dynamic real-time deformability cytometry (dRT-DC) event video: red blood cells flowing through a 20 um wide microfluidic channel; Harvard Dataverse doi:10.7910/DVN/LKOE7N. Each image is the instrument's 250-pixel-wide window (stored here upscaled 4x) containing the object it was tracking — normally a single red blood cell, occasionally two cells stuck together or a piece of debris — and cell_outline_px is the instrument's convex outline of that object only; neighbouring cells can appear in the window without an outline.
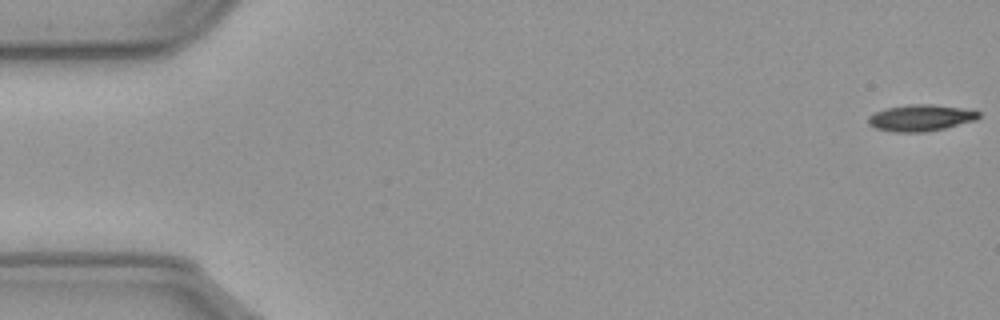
{"species": "common noctule bat (a hibernating species)", "species_latin": "Nyctalus noctula", "temperature_condition": "cold", "stored_images_in_passage": 57, "camera_frame_rate_fps": 3000, "um_per_image_px": 0.085, "animal": {"sex": "male", "body_mass_g": 23.1, "forearm_length_mm": 52.7}, "frame": {"image": 1, "passage_image": 1, "time_ms": 0.0, "image_size_px": [1000, 320], "cell_outline_px": [[980, 116], [976, 120], [944, 128], [924, 132], [896, 132], [876, 128], [868, 124], [868, 116], [876, 112], [888, 108], [916, 104], [932, 104], [960, 108], [980, 112]], "centroid_in_image_um": [78.26, 10.02], "position_along_channel_um": 6.7, "area_um2": 16.7}}
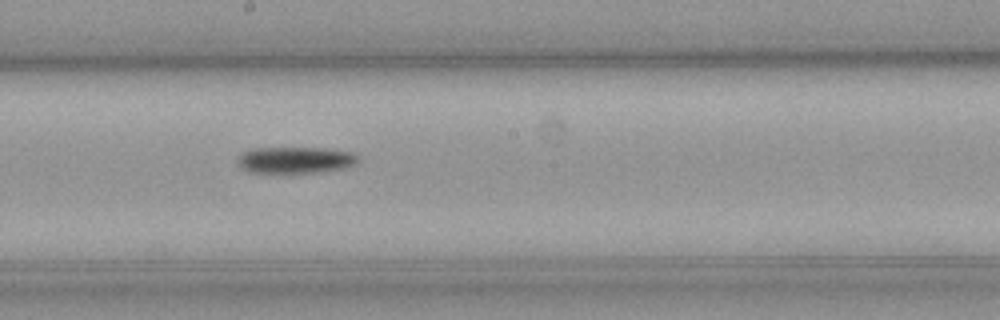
{"frame": {"image": 2, "passage_image": 31, "time_ms": 10.0, "image_size_px": [1000, 320], "cell_outline_px": [[356, 160], [352, 164], [340, 168], [316, 172], [248, 172], [240, 168], [236, 160], [244, 152], [252, 148], [328, 148], [352, 152], [356, 156]], "centroid_in_image_um": [25.02, 13.58], "position_along_channel_um": 223.2, "area_um2": 18.21}}
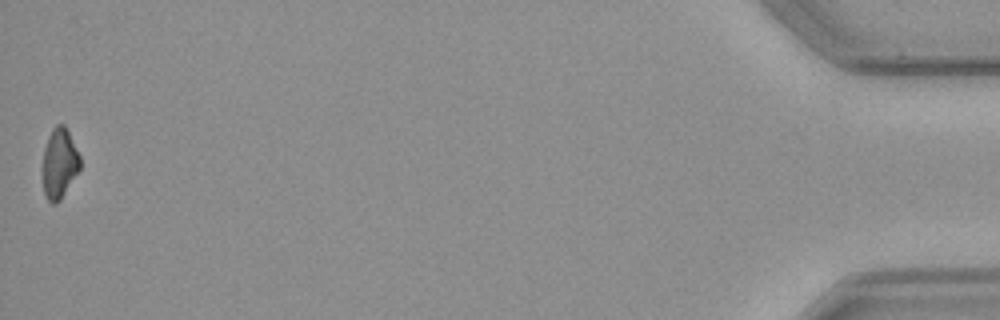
{"frame": {"image": 3, "passage_image": 57, "time_ms": 18.667, "image_size_px": [1000, 320], "cell_outline_px": [[80, 168], [60, 200], [56, 204], [52, 204], [48, 200], [44, 192], [44, 148], [48, 136], [52, 128], [56, 124], [64, 124], [80, 156]], "centroid_in_image_um": [5.05, 13.87], "position_along_channel_um": 430.1, "area_um2": 14.91}, "authors_computed_cell_mechanics": {"area_um2": 17.34, "velocity_mm_per_s": 3.6035, "shape_relaxation_time_tau1_ms": 6.0969, "shape_relaxation_time_tau2_ms": null, "deformation_change_tau1": 0.1164, "deformation_change_tau2": null}}